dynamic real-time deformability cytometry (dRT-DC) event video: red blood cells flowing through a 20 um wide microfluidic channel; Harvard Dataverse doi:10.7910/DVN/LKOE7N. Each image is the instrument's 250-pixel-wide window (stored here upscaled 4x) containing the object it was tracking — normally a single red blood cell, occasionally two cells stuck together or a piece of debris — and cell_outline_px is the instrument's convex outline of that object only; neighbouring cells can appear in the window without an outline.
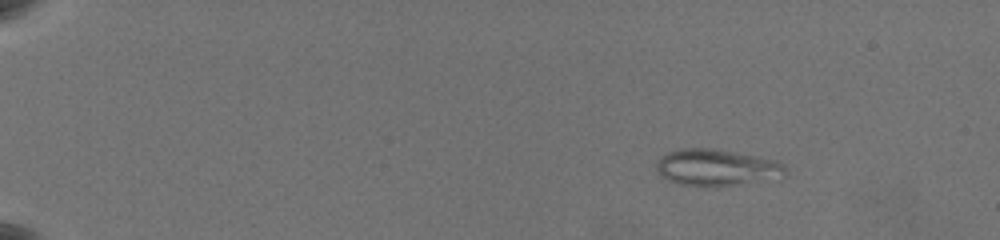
{"species": "common noctule bat (a hibernating species)", "species_latin": "Nyctalus noctula", "temperature_condition": "warm", "stored_images_in_passage": 10, "camera_frame_rate_fps": 3000, "um_per_image_px": 0.085, "animal": {"sex": "female", "body_mass_g": 19.5, "forearm_length_mm": 54.1}, "frame": {"image": 1, "passage_image": 1, "time_ms": 0.0, "image_size_px": [1000, 240], "cell_outline_px": [[784, 176], [780, 180], [716, 188], [680, 184], [668, 180], [660, 176], [656, 172], [656, 164], [660, 156], [668, 152], [680, 148], [712, 148], [736, 152], [776, 160], [784, 164]], "centroid_in_image_um": [60.94, 14.27], "position_along_channel_um": 24.1, "area_um2": 28.5}}
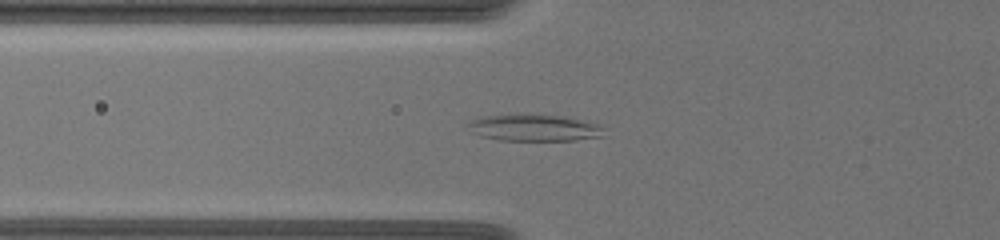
{"frame": {"image": 2, "passage_image": 9, "time_ms": 5.333, "image_size_px": [1000, 240], "cell_outline_px": [[604, 136], [576, 140], [500, 140], [480, 136], [468, 132], [468, 124], [476, 116], [520, 112], [572, 116], [600, 124]], "centroid_in_image_um": [45.36, 10.81], "position_along_channel_um": 80.4, "area_um2": 22.31}}